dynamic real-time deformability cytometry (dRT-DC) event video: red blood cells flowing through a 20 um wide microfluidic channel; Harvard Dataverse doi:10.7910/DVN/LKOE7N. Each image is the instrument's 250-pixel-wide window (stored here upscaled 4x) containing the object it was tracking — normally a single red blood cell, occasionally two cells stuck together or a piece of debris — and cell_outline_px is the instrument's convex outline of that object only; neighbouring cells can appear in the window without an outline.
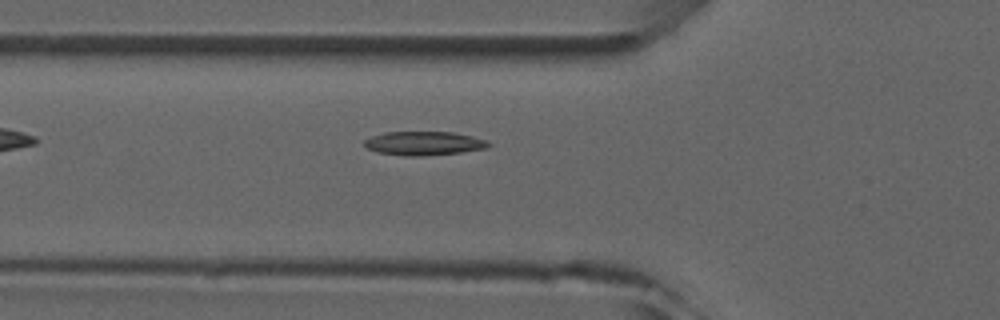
{"species": "common noctule bat (a hibernating species)", "species_latin": "Nyctalus noctula", "temperature_condition": "room temperature", "stored_images_in_passage": 6, "camera_frame_rate_fps": 3000, "um_per_image_px": 0.085, "animal": {"sex": "male", "forearm_length_mm": 52.5}, "frame": {"image": 1, "passage_image": 6, "time_ms": 6.667, "image_size_px": [1000, 320], "cell_outline_px": [[492, 144], [488, 148], [460, 152], [420, 156], [404, 156], [380, 152], [368, 148], [364, 144], [364, 140], [372, 136], [384, 132], [452, 132], [472, 136], [484, 140]], "centroid_in_image_um": [36.04, 12.18], "position_along_channel_um": 89.8, "area_um2": 17.05}}